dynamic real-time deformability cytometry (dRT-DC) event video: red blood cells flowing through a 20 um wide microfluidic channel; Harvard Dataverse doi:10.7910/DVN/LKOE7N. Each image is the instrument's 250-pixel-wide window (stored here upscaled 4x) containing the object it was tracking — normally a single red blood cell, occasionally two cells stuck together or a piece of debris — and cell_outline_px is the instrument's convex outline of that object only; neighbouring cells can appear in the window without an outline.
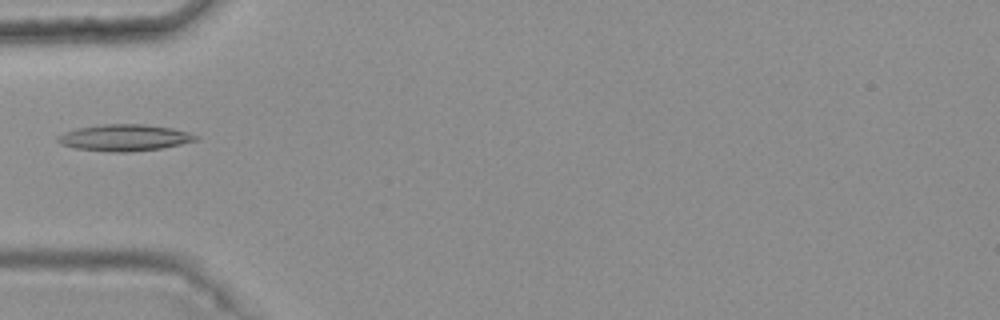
{"species": "common noctule bat (a hibernating species)", "species_latin": "Nyctalus noctula", "temperature_condition": "warm", "stored_images_in_passage": 3, "camera_frame_rate_fps": 3000, "um_per_image_px": 0.085, "animal": {"sex": "female", "body_mass_g": 25.1}, "frame": {"image": 1, "passage_image": 2, "time_ms": 0.333, "image_size_px": [1000, 320], "cell_outline_px": [[200, 136], [196, 140], [180, 144], [160, 148], [128, 152], [112, 152], [76, 148], [60, 144], [56, 140], [56, 136], [64, 132], [76, 128], [104, 124], [144, 124], [172, 128], [188, 132]], "centroid_in_image_um": [10.55, 11.69], "position_along_channel_um": 74.5, "area_um2": 21.27}}
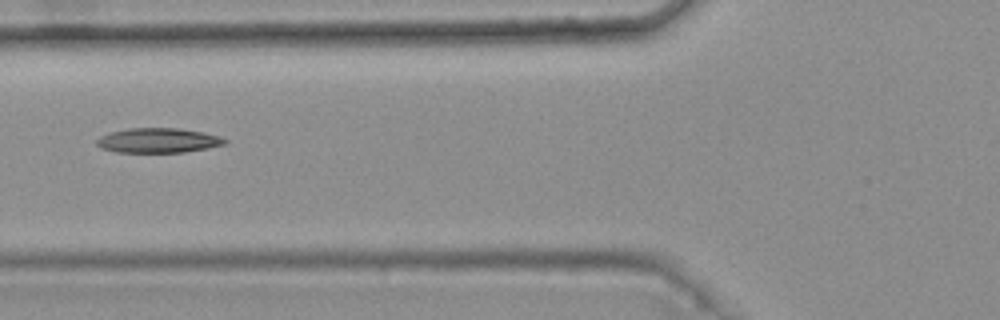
{"frame": {"image": 2, "passage_image": 3, "time_ms": 0.667, "image_size_px": [1000, 320], "cell_outline_px": [[228, 144], [208, 148], [184, 152], [116, 152], [100, 148], [96, 144], [96, 140], [100, 136], [112, 132], [128, 128], [180, 128], [204, 132], [220, 136], [228, 140]], "centroid_in_image_um": [13.48, 11.93], "position_along_channel_um": 112.3, "area_um2": 18.61}}